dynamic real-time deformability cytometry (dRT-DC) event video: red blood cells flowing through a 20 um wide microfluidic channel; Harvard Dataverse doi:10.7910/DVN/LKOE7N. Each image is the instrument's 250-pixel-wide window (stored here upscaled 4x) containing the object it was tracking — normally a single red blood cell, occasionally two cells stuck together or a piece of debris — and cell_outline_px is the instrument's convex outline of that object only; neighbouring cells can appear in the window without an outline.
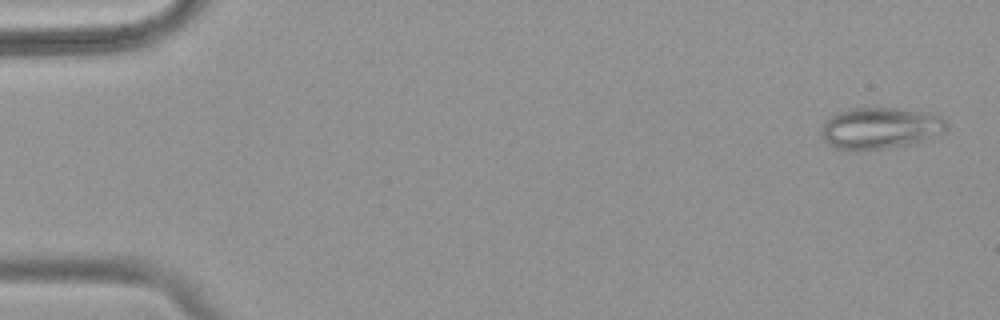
{"species": "common noctule bat (a hibernating species)", "species_latin": "Nyctalus noctula", "temperature_condition": "warm", "stored_images_in_passage": 54, "camera_frame_rate_fps": 3000, "um_per_image_px": 0.085, "animal": {"sex": "female", "body_mass_g": 18.4}, "frame": {"image": 1, "passage_image": 2, "time_ms": 0.333, "image_size_px": [1000, 320], "cell_outline_px": [[948, 128], [944, 132], [928, 140], [916, 144], [888, 148], [836, 148], [828, 144], [824, 140], [820, 132], [824, 124], [832, 116], [848, 108], [900, 108], [940, 116], [948, 124]], "centroid_in_image_um": [74.88, 10.89], "position_along_channel_um": 10.1, "area_um2": 29.94}}
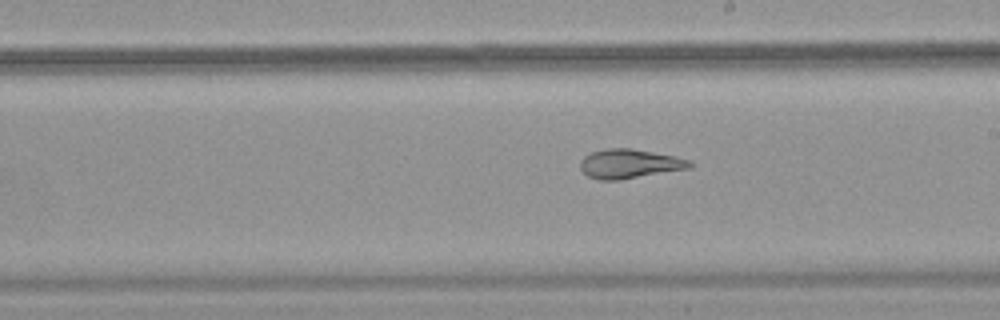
{"frame": {"image": 2, "passage_image": 31, "time_ms": 10.0, "image_size_px": [1000, 320], "cell_outline_px": [[692, 164], [688, 168], [620, 180], [600, 180], [588, 176], [580, 168], [580, 160], [584, 156], [592, 152], [608, 148], [632, 148], [676, 156], [692, 160]], "centroid_in_image_um": [53.5, 13.91], "position_along_channel_um": 235.5, "area_um2": 18.61}}
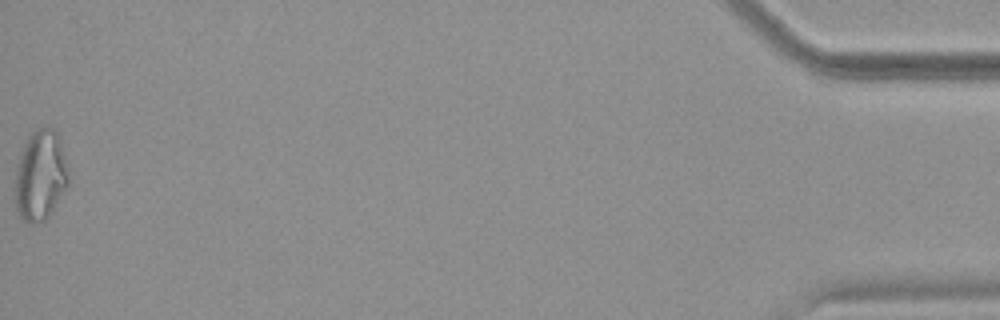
{"frame": {"image": 3, "passage_image": 54, "time_ms": 17.667, "image_size_px": [1000, 320], "cell_outline_px": [[68, 188], [52, 212], [44, 220], [32, 224], [28, 224], [20, 216], [16, 208], [16, 164], [20, 152], [28, 136], [32, 132], [48, 124], [60, 132], [68, 164]], "centroid_in_image_um": [3.48, 14.85], "position_along_channel_um": 431.7, "area_um2": 28.96}, "authors_computed_cell_mechanics": {"area_um2": 23.8425, "velocity_mm_per_s": 3.7829, "shape_relaxation_time_tau1_ms": null, "shape_relaxation_time_tau2_ms": 2.2691, "deformation_change_tau1": null, "deformation_change_tau2": 0.0817}}